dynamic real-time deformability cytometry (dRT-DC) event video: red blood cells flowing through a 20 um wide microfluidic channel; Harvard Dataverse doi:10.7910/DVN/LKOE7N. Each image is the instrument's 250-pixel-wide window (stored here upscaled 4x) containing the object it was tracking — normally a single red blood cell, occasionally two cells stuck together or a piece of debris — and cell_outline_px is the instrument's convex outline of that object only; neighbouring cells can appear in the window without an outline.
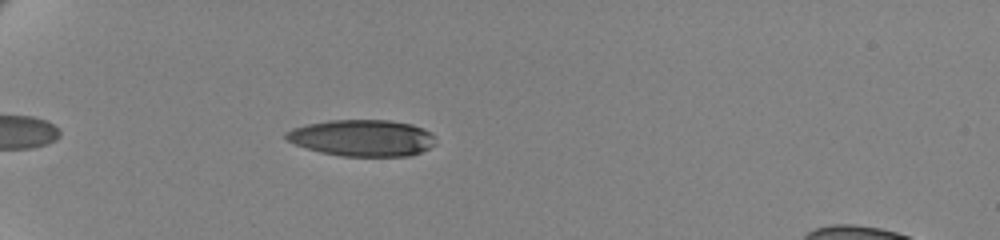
{"species": "human", "species_latin": "Homo sapiens", "temperature_condition": "cold", "stored_images_in_passage": 47, "camera_frame_rate_fps": 3000, "um_per_image_px": 0.085, "donor": {"sex": "female"}, "frame": {"image": 1, "passage_image": 7, "time_ms": 2.0, "image_size_px": [1000, 240], "cell_outline_px": [[436, 144], [420, 152], [408, 156], [340, 156], [320, 152], [296, 144], [288, 140], [284, 136], [284, 132], [292, 128], [308, 124], [328, 120], [388, 120], [412, 124], [424, 128], [432, 132], [436, 136]], "centroid_in_image_um": [30.83, 11.72], "position_along_channel_um": 54.2, "area_um2": 32.02}}
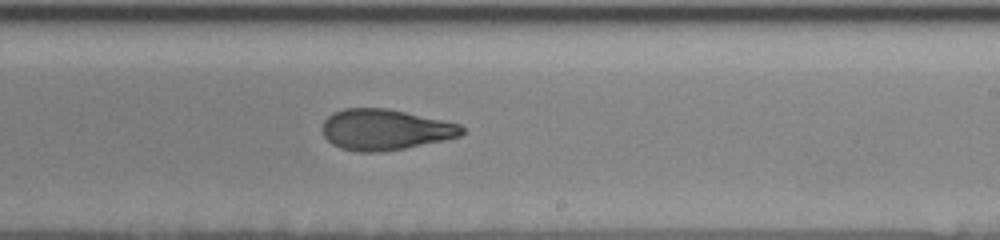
{"frame": {"image": 2, "passage_image": 27, "time_ms": 8.667, "image_size_px": [1000, 240], "cell_outline_px": [[464, 132], [460, 136], [444, 140], [404, 148], [380, 152], [360, 152], [340, 148], [332, 144], [324, 136], [320, 128], [324, 120], [332, 112], [344, 108], [388, 108], [460, 124], [464, 128]], "centroid_in_image_um": [32.69, 11.01], "position_along_channel_um": 256.3, "area_um2": 33.29}}
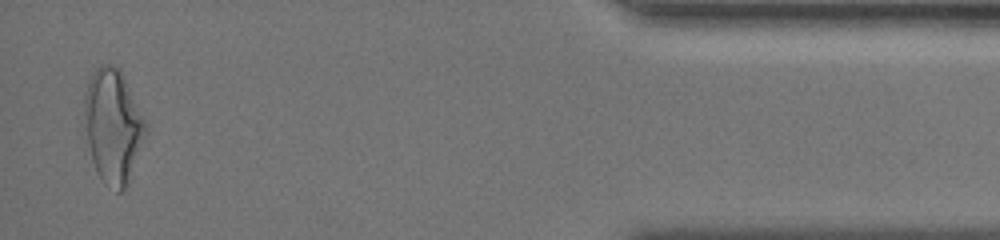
{"frame": {"image": 3, "passage_image": 46, "time_ms": 15.0, "image_size_px": [1000, 240], "cell_outline_px": [[148, 128], [124, 188], [120, 192], [116, 192], [104, 184], [92, 160], [88, 144], [84, 104], [84, 96], [88, 80], [96, 68], [100, 64], [108, 64], [116, 68], [124, 76], [148, 124]], "centroid_in_image_um": [9.6, 10.67], "position_along_channel_um": 425.6, "area_um2": 39.88}, "authors_computed_cell_mechanics": {"area_um2": 33.7552, "velocity_mm_per_s": 3.5, "shape_relaxation_time_tau1_ms": 7.1727, "shape_relaxation_time_tau2_ms": 2.4077, "deformation_change_tau1": 0.2127, "deformation_change_tau2": 0.0992}}